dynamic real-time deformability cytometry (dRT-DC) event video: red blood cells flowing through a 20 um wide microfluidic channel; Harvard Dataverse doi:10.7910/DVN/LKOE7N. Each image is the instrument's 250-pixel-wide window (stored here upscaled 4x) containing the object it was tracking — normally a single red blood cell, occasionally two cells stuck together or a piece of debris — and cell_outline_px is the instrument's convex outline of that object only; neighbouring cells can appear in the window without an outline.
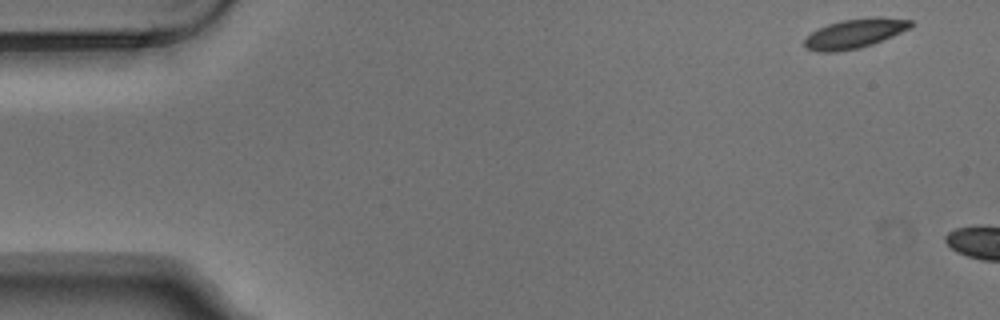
{"species": "Egyptian fruit bat (a non-hibernating species)", "species_latin": "Rousettus aegyptiacus", "temperature_condition": "warm", "stored_images_in_passage": 4, "camera_frame_rate_fps": 3000, "um_per_image_px": 0.085, "animal": {"sex": "male"}, "frame": {"image": 1, "passage_image": 1, "time_ms": 0.0, "image_size_px": [1000, 320], "cell_outline_px": [[912, 24], [908, 28], [892, 36], [872, 44], [860, 48], [836, 52], [816, 52], [804, 48], [804, 40], [812, 32], [828, 24], [840, 20], [872, 16], [880, 16], [912, 20]], "centroid_in_image_um": [72.62, 2.84], "position_along_channel_um": 12.4, "area_um2": 18.26}}
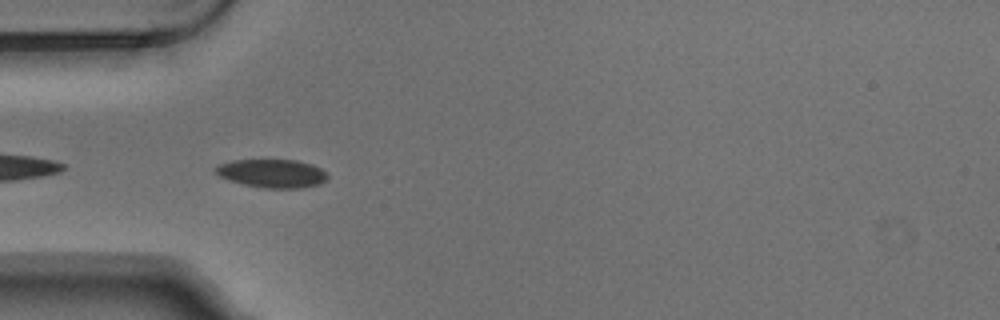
{"frame": {"image": 2, "passage_image": 4, "time_ms": 1.0, "image_size_px": [1000, 320], "cell_outline_px": [[328, 176], [320, 184], [304, 188], [264, 188], [244, 184], [228, 180], [212, 172], [212, 168], [216, 164], [232, 160], [296, 160], [312, 164], [320, 168]], "centroid_in_image_um": [23.06, 14.73], "position_along_channel_um": 61.9, "area_um2": 18.73}}